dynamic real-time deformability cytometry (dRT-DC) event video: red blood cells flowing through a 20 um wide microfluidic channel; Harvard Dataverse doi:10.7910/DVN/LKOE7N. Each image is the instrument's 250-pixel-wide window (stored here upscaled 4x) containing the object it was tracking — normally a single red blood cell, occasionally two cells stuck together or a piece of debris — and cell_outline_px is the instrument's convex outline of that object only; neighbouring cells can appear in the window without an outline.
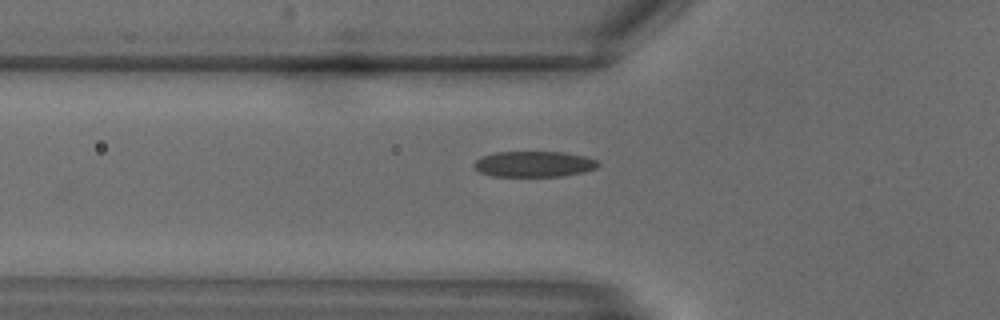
{"species": "common noctule bat (a hibernating species)", "species_latin": "Nyctalus noctula", "temperature_condition": "warm", "stored_images_in_passage": 3, "camera_frame_rate_fps": 3000, "um_per_image_px": 0.085, "animal": {"sex": "male", "body_mass_g": 18.8}, "frame": {"image": 1, "passage_image": 3, "time_ms": 0.667, "image_size_px": [1000, 320], "cell_outline_px": [[600, 164], [596, 168], [584, 172], [560, 176], [492, 176], [480, 172], [472, 164], [480, 156], [492, 152], [564, 152], [584, 156], [596, 160]], "centroid_in_image_um": [45.36, 13.94], "position_along_channel_um": 80.4, "area_um2": 18.67}}